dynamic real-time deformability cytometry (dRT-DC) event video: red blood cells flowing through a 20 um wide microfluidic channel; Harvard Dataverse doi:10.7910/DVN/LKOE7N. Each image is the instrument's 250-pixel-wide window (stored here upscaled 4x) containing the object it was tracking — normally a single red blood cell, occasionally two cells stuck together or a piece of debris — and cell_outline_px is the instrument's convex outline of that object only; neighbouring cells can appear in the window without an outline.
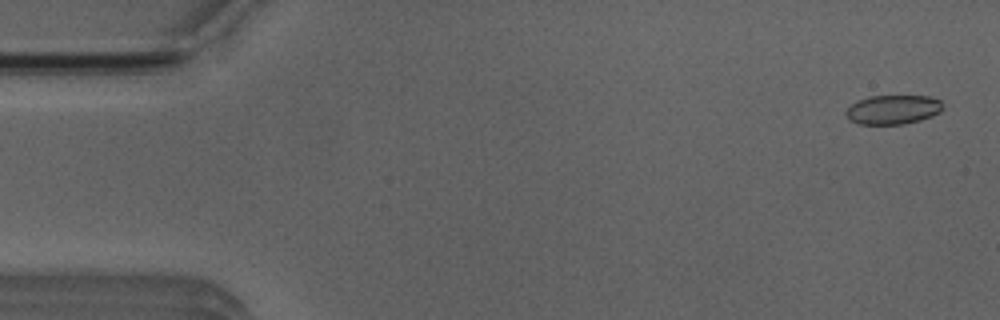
{"species": "Egyptian fruit bat (a non-hibernating species)", "species_latin": "Rousettus aegyptiacus", "temperature_condition": "room temperature", "stored_images_in_passage": 6, "camera_frame_rate_fps": 3000, "um_per_image_px": 0.085, "animal": {"sex": "male"}, "frame": {"image": 1, "passage_image": 1, "time_ms": 0.0, "image_size_px": [1000, 320], "cell_outline_px": [[944, 108], [940, 112], [932, 116], [920, 120], [904, 124], [860, 124], [848, 120], [844, 112], [856, 100], [868, 96], [928, 96], [940, 100], [944, 104]], "centroid_in_image_um": [75.9, 9.31], "position_along_channel_um": 9.1, "area_um2": 16.7}}
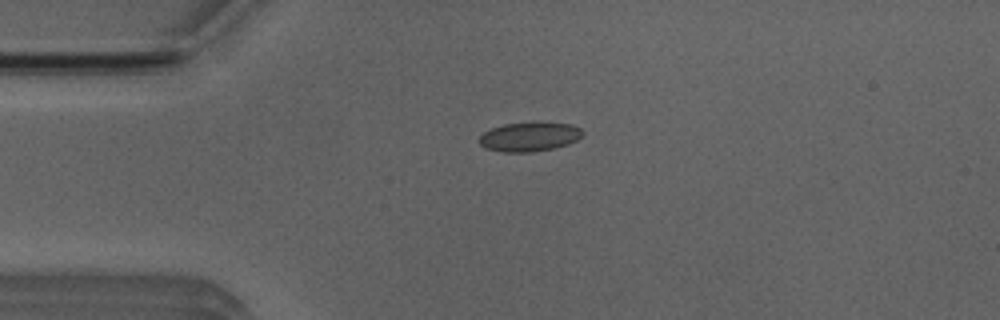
{"frame": {"image": 2, "passage_image": 4, "time_ms": 3.333, "image_size_px": [1000, 320], "cell_outline_px": [[584, 132], [576, 140], [568, 144], [552, 148], [528, 152], [504, 152], [488, 148], [480, 144], [480, 136], [484, 132], [492, 128], [504, 124], [536, 120], [540, 120], [572, 124], [580, 128]], "centroid_in_image_um": [45.04, 11.57], "position_along_channel_um": 40.0, "area_um2": 17.86}}